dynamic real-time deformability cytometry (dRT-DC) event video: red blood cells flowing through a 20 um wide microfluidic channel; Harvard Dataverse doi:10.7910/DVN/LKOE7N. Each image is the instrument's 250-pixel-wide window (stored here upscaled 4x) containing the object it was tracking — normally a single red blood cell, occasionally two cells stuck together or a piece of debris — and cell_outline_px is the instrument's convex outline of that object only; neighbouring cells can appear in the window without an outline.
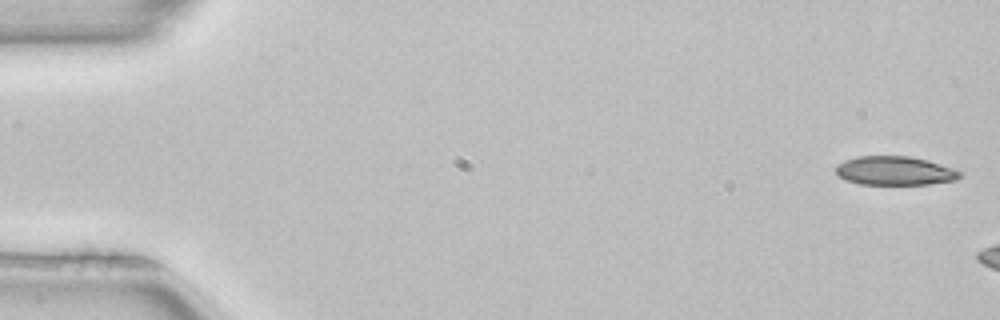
{"species": "common noctule bat (a hibernating species)", "species_latin": "Nyctalus noctula", "temperature_condition": "room temperature", "stored_images_in_passage": 3, "camera_frame_rate_fps": 3000, "um_per_image_px": 0.085, "animal": {"sex": "female", "body_mass_g": 22.7, "forearm_length_mm": 54.2}, "frame": {"image": 1, "passage_image": 1, "time_ms": 0.0, "image_size_px": [1000, 320], "cell_outline_px": [[964, 176], [956, 180], [928, 184], [860, 184], [844, 180], [836, 172], [836, 164], [844, 160], [856, 156], [912, 156], [928, 160], [952, 168], [960, 172]], "centroid_in_image_um": [76.05, 14.51], "position_along_channel_um": 9.0, "area_um2": 20.98}}